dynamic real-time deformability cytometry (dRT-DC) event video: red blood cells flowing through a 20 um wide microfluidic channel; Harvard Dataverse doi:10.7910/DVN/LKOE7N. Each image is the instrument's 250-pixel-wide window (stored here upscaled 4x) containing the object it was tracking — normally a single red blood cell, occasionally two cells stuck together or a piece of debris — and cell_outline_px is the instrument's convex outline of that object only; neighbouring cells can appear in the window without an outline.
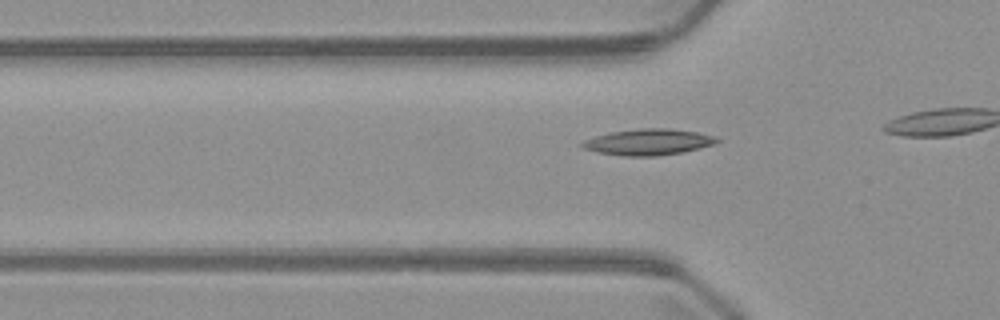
{"species": "common noctule bat (a hibernating species)", "species_latin": "Nyctalus noctula", "temperature_condition": "warm", "stored_images_in_passage": 6, "camera_frame_rate_fps": 3000, "um_per_image_px": 0.085, "animal": {"sex": "male", "body_mass_g": 23.1, "forearm_length_mm": 52.7}, "frame": {"image": 1, "passage_image": 6, "time_ms": 8.0, "image_size_px": [1000, 320], "cell_outline_px": [[720, 140], [716, 144], [684, 152], [656, 156], [624, 156], [600, 152], [584, 148], [580, 144], [584, 140], [596, 136], [612, 132], [640, 128], [668, 128], [696, 132], [716, 136]], "centroid_in_image_um": [55.17, 12.07], "position_along_channel_um": 70.6, "area_um2": 20.4}}